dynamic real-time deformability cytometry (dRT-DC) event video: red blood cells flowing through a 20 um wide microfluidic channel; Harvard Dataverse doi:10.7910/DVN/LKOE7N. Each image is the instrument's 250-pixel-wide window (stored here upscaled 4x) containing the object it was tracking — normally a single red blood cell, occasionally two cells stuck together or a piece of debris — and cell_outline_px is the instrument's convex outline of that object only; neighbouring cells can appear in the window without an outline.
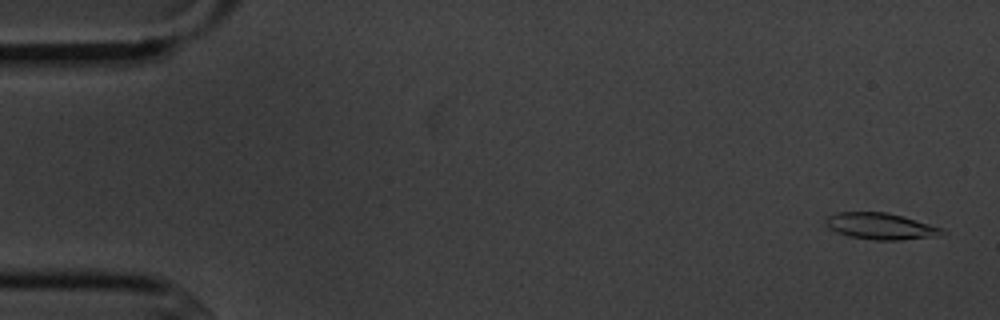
{"species": "common noctule bat (a hibernating species)", "species_latin": "Nyctalus noctula", "temperature_condition": "cold", "stored_images_in_passage": 5, "camera_frame_rate_fps": 3000, "um_per_image_px": 0.085, "animal": {"sex": "male", "body_mass_g": 20.1, "forearm_length_mm": 53.5}, "frame": {"image": 1, "passage_image": 1, "time_ms": 0.0, "image_size_px": [1000, 320], "cell_outline_px": [[948, 232], [936, 236], [900, 240], [876, 240], [848, 236], [836, 232], [828, 228], [824, 220], [828, 216], [840, 212], [884, 212], [904, 216], [940, 228]], "centroid_in_image_um": [74.82, 19.23], "position_along_channel_um": 10.2, "area_um2": 17.8}}